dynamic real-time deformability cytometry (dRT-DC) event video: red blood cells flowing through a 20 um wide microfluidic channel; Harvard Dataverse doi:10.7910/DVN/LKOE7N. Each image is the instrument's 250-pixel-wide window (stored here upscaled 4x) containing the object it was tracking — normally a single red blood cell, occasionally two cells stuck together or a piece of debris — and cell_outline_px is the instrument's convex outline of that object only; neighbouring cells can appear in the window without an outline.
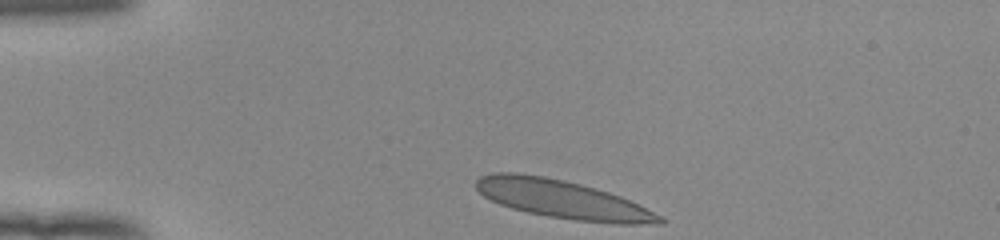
{"species": "human", "species_latin": "Homo sapiens", "temperature_condition": "room temperature", "stored_images_in_passage": 33, "camera_frame_rate_fps": 3000, "um_per_image_px": 0.085, "donor": {"sex": "female"}, "frame": {"image": 1, "passage_image": 1, "time_ms": 0.0, "image_size_px": [1000, 240], "cell_outline_px": [[668, 220], [664, 224], [616, 224], [576, 220], [548, 216], [528, 212], [512, 208], [500, 204], [484, 196], [476, 188], [476, 180], [480, 176], [492, 172], [516, 172], [544, 176], [564, 180], [596, 188], [620, 196]], "centroid_in_image_um": [47.79, 16.94], "position_along_channel_um": 37.2, "area_um2": 40.69}}
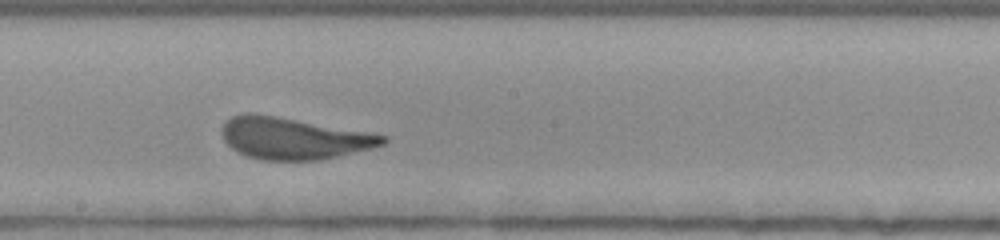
{"frame": {"image": 2, "passage_image": 19, "time_ms": 6.0, "image_size_px": [1000, 240], "cell_outline_px": [[388, 140], [384, 144], [372, 148], [320, 160], [260, 160], [244, 156], [236, 152], [224, 140], [224, 124], [232, 116], [244, 112], [252, 112], [372, 132], [388, 136]], "centroid_in_image_um": [24.98, 11.76], "position_along_channel_um": 223.2, "area_um2": 39.25}}
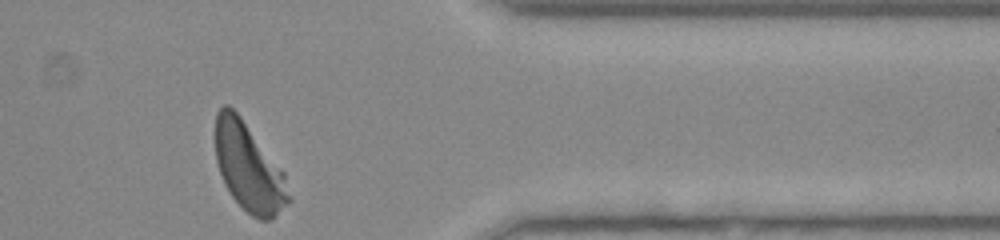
{"frame": {"image": 3, "passage_image": 33, "time_ms": 10.667, "image_size_px": [1000, 240], "cell_outline_px": [[292, 200], [272, 220], [260, 220], [252, 216], [232, 196], [224, 184], [216, 160], [216, 112], [224, 104], [228, 104], [240, 116], [284, 172]], "centroid_in_image_um": [21.16, 14.25], "position_along_channel_um": 390.2, "area_um2": 37.4}, "authors_computed_cell_mechanics": {"area_um2": 39.015, "velocity_mm_per_s": 3.912, "shape_relaxation_time_tau1_ms": 4.5943, "shape_relaxation_time_tau2_ms": null, "deformation_change_tau1": 0.192, "deformation_change_tau2": null}}